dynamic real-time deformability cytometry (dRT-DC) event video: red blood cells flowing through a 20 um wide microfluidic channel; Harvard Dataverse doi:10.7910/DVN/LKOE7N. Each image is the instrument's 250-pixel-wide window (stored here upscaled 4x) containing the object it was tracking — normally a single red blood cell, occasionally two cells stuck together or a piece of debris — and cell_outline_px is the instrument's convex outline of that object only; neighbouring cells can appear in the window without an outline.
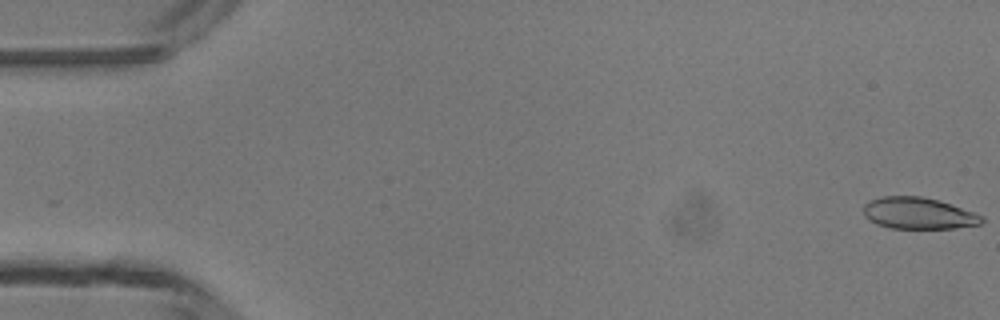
{"species": "common noctule bat (a hibernating species)", "species_latin": "Nyctalus noctula", "temperature_condition": "room temperature", "stored_images_in_passage": 6, "camera_frame_rate_fps": 3000, "um_per_image_px": 0.085, "animal": {"sex": "male", "body_mass_g": 13.3}, "frame": {"image": 1, "passage_image": 1, "time_ms": 0.0, "image_size_px": [1000, 320], "cell_outline_px": [[984, 220], [980, 224], [956, 228], [892, 228], [876, 224], [868, 220], [864, 216], [864, 204], [868, 200], [880, 196], [920, 196], [936, 200], [984, 216]], "centroid_in_image_um": [78.0, 18.13], "position_along_channel_um": 7.0, "area_um2": 21.62}}
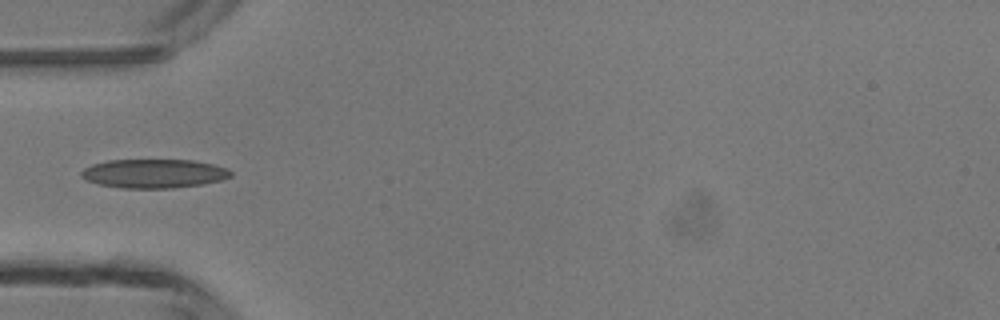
{"frame": {"image": 2, "passage_image": 5, "time_ms": 5.0, "image_size_px": [1000, 320], "cell_outline_px": [[232, 176], [220, 180], [204, 184], [172, 188], [120, 188], [100, 184], [88, 180], [80, 176], [80, 172], [84, 168], [92, 164], [108, 160], [192, 160], [212, 164], [228, 168], [232, 172]], "centroid_in_image_um": [13.09, 14.75], "position_along_channel_um": 71.9, "area_um2": 25.2}}
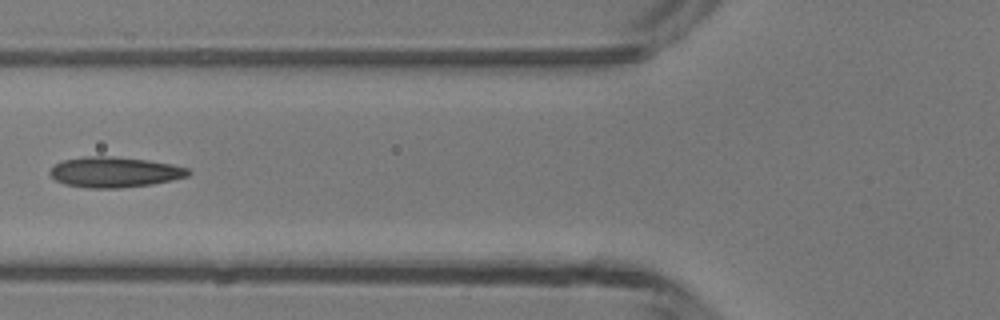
{"frame": {"image": 3, "passage_image": 6, "time_ms": 6.0, "image_size_px": [1000, 320], "cell_outline_px": [[192, 172], [188, 176], [172, 180], [152, 184], [120, 188], [88, 188], [64, 184], [56, 180], [48, 172], [56, 164], [64, 160], [84, 156], [112, 156], [148, 160], [172, 164], [188, 168]], "centroid_in_image_um": [9.76, 14.63], "position_along_channel_um": 116.0, "area_um2": 24.57}}